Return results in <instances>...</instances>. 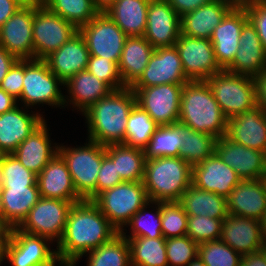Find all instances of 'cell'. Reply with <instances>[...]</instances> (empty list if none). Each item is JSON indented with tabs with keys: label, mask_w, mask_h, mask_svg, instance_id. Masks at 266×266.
Masks as SVG:
<instances>
[{
	"label": "cell",
	"mask_w": 266,
	"mask_h": 266,
	"mask_svg": "<svg viewBox=\"0 0 266 266\" xmlns=\"http://www.w3.org/2000/svg\"><path fill=\"white\" fill-rule=\"evenodd\" d=\"M119 231L90 200L71 206L62 239L56 254L61 266H75L76 262L93 249L110 241Z\"/></svg>",
	"instance_id": "cell-1"
},
{
	"label": "cell",
	"mask_w": 266,
	"mask_h": 266,
	"mask_svg": "<svg viewBox=\"0 0 266 266\" xmlns=\"http://www.w3.org/2000/svg\"><path fill=\"white\" fill-rule=\"evenodd\" d=\"M136 104L135 92L130 87L111 91L92 104L83 112L88 140L104 146L125 143L126 124Z\"/></svg>",
	"instance_id": "cell-2"
},
{
	"label": "cell",
	"mask_w": 266,
	"mask_h": 266,
	"mask_svg": "<svg viewBox=\"0 0 266 266\" xmlns=\"http://www.w3.org/2000/svg\"><path fill=\"white\" fill-rule=\"evenodd\" d=\"M227 118L205 80L189 81L181 92L179 124L220 138L226 135Z\"/></svg>",
	"instance_id": "cell-3"
},
{
	"label": "cell",
	"mask_w": 266,
	"mask_h": 266,
	"mask_svg": "<svg viewBox=\"0 0 266 266\" xmlns=\"http://www.w3.org/2000/svg\"><path fill=\"white\" fill-rule=\"evenodd\" d=\"M143 184L149 201L178 202L192 184V166L180 157L146 159Z\"/></svg>",
	"instance_id": "cell-4"
},
{
	"label": "cell",
	"mask_w": 266,
	"mask_h": 266,
	"mask_svg": "<svg viewBox=\"0 0 266 266\" xmlns=\"http://www.w3.org/2000/svg\"><path fill=\"white\" fill-rule=\"evenodd\" d=\"M58 153L67 164L74 187L83 200L96 198V182L106 146L88 141L85 146L77 148L60 146Z\"/></svg>",
	"instance_id": "cell-5"
},
{
	"label": "cell",
	"mask_w": 266,
	"mask_h": 266,
	"mask_svg": "<svg viewBox=\"0 0 266 266\" xmlns=\"http://www.w3.org/2000/svg\"><path fill=\"white\" fill-rule=\"evenodd\" d=\"M205 81L227 119L257 106L253 77L222 70Z\"/></svg>",
	"instance_id": "cell-6"
},
{
	"label": "cell",
	"mask_w": 266,
	"mask_h": 266,
	"mask_svg": "<svg viewBox=\"0 0 266 266\" xmlns=\"http://www.w3.org/2000/svg\"><path fill=\"white\" fill-rule=\"evenodd\" d=\"M93 202L120 232L149 199L143 182L124 181L100 193Z\"/></svg>",
	"instance_id": "cell-7"
},
{
	"label": "cell",
	"mask_w": 266,
	"mask_h": 266,
	"mask_svg": "<svg viewBox=\"0 0 266 266\" xmlns=\"http://www.w3.org/2000/svg\"><path fill=\"white\" fill-rule=\"evenodd\" d=\"M78 32L74 24L51 12L41 0H34V59L44 60Z\"/></svg>",
	"instance_id": "cell-8"
},
{
	"label": "cell",
	"mask_w": 266,
	"mask_h": 266,
	"mask_svg": "<svg viewBox=\"0 0 266 266\" xmlns=\"http://www.w3.org/2000/svg\"><path fill=\"white\" fill-rule=\"evenodd\" d=\"M60 84L64 85L45 60H24L23 91L18 102L28 108L37 104L64 107L66 95L61 93Z\"/></svg>",
	"instance_id": "cell-9"
},
{
	"label": "cell",
	"mask_w": 266,
	"mask_h": 266,
	"mask_svg": "<svg viewBox=\"0 0 266 266\" xmlns=\"http://www.w3.org/2000/svg\"><path fill=\"white\" fill-rule=\"evenodd\" d=\"M72 205L69 201L40 197L17 228L28 234L45 237L52 242L57 239L58 244L62 239Z\"/></svg>",
	"instance_id": "cell-10"
},
{
	"label": "cell",
	"mask_w": 266,
	"mask_h": 266,
	"mask_svg": "<svg viewBox=\"0 0 266 266\" xmlns=\"http://www.w3.org/2000/svg\"><path fill=\"white\" fill-rule=\"evenodd\" d=\"M184 84H161L130 87L136 102L158 126L175 125L179 121L181 92Z\"/></svg>",
	"instance_id": "cell-11"
},
{
	"label": "cell",
	"mask_w": 266,
	"mask_h": 266,
	"mask_svg": "<svg viewBox=\"0 0 266 266\" xmlns=\"http://www.w3.org/2000/svg\"><path fill=\"white\" fill-rule=\"evenodd\" d=\"M79 32L86 41L90 56L119 63L128 36L105 12H100L89 23L81 26Z\"/></svg>",
	"instance_id": "cell-12"
},
{
	"label": "cell",
	"mask_w": 266,
	"mask_h": 266,
	"mask_svg": "<svg viewBox=\"0 0 266 266\" xmlns=\"http://www.w3.org/2000/svg\"><path fill=\"white\" fill-rule=\"evenodd\" d=\"M50 242L45 237L25 233L17 227L9 229L5 259L12 266H56L58 258L56 250H50Z\"/></svg>",
	"instance_id": "cell-13"
},
{
	"label": "cell",
	"mask_w": 266,
	"mask_h": 266,
	"mask_svg": "<svg viewBox=\"0 0 266 266\" xmlns=\"http://www.w3.org/2000/svg\"><path fill=\"white\" fill-rule=\"evenodd\" d=\"M34 0H28L1 27L0 45L17 60L34 59Z\"/></svg>",
	"instance_id": "cell-14"
},
{
	"label": "cell",
	"mask_w": 266,
	"mask_h": 266,
	"mask_svg": "<svg viewBox=\"0 0 266 266\" xmlns=\"http://www.w3.org/2000/svg\"><path fill=\"white\" fill-rule=\"evenodd\" d=\"M183 70L190 81L207 80L222 71L218 65L210 39L179 35L175 43Z\"/></svg>",
	"instance_id": "cell-15"
},
{
	"label": "cell",
	"mask_w": 266,
	"mask_h": 266,
	"mask_svg": "<svg viewBox=\"0 0 266 266\" xmlns=\"http://www.w3.org/2000/svg\"><path fill=\"white\" fill-rule=\"evenodd\" d=\"M186 77L175 46L156 48L140 78L131 87H151L161 84H185Z\"/></svg>",
	"instance_id": "cell-16"
},
{
	"label": "cell",
	"mask_w": 266,
	"mask_h": 266,
	"mask_svg": "<svg viewBox=\"0 0 266 266\" xmlns=\"http://www.w3.org/2000/svg\"><path fill=\"white\" fill-rule=\"evenodd\" d=\"M181 17L166 0H150L145 39L156 48L173 47L181 33Z\"/></svg>",
	"instance_id": "cell-17"
},
{
	"label": "cell",
	"mask_w": 266,
	"mask_h": 266,
	"mask_svg": "<svg viewBox=\"0 0 266 266\" xmlns=\"http://www.w3.org/2000/svg\"><path fill=\"white\" fill-rule=\"evenodd\" d=\"M215 153L242 180L262 179L266 172L264 152L235 143L226 136L216 139Z\"/></svg>",
	"instance_id": "cell-18"
},
{
	"label": "cell",
	"mask_w": 266,
	"mask_h": 266,
	"mask_svg": "<svg viewBox=\"0 0 266 266\" xmlns=\"http://www.w3.org/2000/svg\"><path fill=\"white\" fill-rule=\"evenodd\" d=\"M248 20L246 9H232L213 31L210 40L216 61L222 70L232 64L240 46L242 27Z\"/></svg>",
	"instance_id": "cell-19"
},
{
	"label": "cell",
	"mask_w": 266,
	"mask_h": 266,
	"mask_svg": "<svg viewBox=\"0 0 266 266\" xmlns=\"http://www.w3.org/2000/svg\"><path fill=\"white\" fill-rule=\"evenodd\" d=\"M242 179L214 152L192 166V185L201 190L226 197Z\"/></svg>",
	"instance_id": "cell-20"
},
{
	"label": "cell",
	"mask_w": 266,
	"mask_h": 266,
	"mask_svg": "<svg viewBox=\"0 0 266 266\" xmlns=\"http://www.w3.org/2000/svg\"><path fill=\"white\" fill-rule=\"evenodd\" d=\"M220 240L241 255L260 251L265 242L260 221L233 214L223 219Z\"/></svg>",
	"instance_id": "cell-21"
},
{
	"label": "cell",
	"mask_w": 266,
	"mask_h": 266,
	"mask_svg": "<svg viewBox=\"0 0 266 266\" xmlns=\"http://www.w3.org/2000/svg\"><path fill=\"white\" fill-rule=\"evenodd\" d=\"M37 184L40 197L60 199L73 204L83 200L78 195L67 164L59 153L37 175Z\"/></svg>",
	"instance_id": "cell-22"
},
{
	"label": "cell",
	"mask_w": 266,
	"mask_h": 266,
	"mask_svg": "<svg viewBox=\"0 0 266 266\" xmlns=\"http://www.w3.org/2000/svg\"><path fill=\"white\" fill-rule=\"evenodd\" d=\"M225 198L228 214L260 221L266 210V187L262 179L241 180Z\"/></svg>",
	"instance_id": "cell-23"
},
{
	"label": "cell",
	"mask_w": 266,
	"mask_h": 266,
	"mask_svg": "<svg viewBox=\"0 0 266 266\" xmlns=\"http://www.w3.org/2000/svg\"><path fill=\"white\" fill-rule=\"evenodd\" d=\"M253 150H266V113L257 106L227 120L226 135Z\"/></svg>",
	"instance_id": "cell-24"
},
{
	"label": "cell",
	"mask_w": 266,
	"mask_h": 266,
	"mask_svg": "<svg viewBox=\"0 0 266 266\" xmlns=\"http://www.w3.org/2000/svg\"><path fill=\"white\" fill-rule=\"evenodd\" d=\"M240 46L232 64L226 71L255 77L266 69V50L257 34L256 27L248 20L242 27Z\"/></svg>",
	"instance_id": "cell-25"
},
{
	"label": "cell",
	"mask_w": 266,
	"mask_h": 266,
	"mask_svg": "<svg viewBox=\"0 0 266 266\" xmlns=\"http://www.w3.org/2000/svg\"><path fill=\"white\" fill-rule=\"evenodd\" d=\"M28 110L19 109L18 105L0 115V151L12 154L17 147L44 121L43 116ZM42 116V117H41Z\"/></svg>",
	"instance_id": "cell-26"
},
{
	"label": "cell",
	"mask_w": 266,
	"mask_h": 266,
	"mask_svg": "<svg viewBox=\"0 0 266 266\" xmlns=\"http://www.w3.org/2000/svg\"><path fill=\"white\" fill-rule=\"evenodd\" d=\"M90 53L84 37L78 32L44 60L49 69L66 83L72 76L87 68Z\"/></svg>",
	"instance_id": "cell-27"
},
{
	"label": "cell",
	"mask_w": 266,
	"mask_h": 266,
	"mask_svg": "<svg viewBox=\"0 0 266 266\" xmlns=\"http://www.w3.org/2000/svg\"><path fill=\"white\" fill-rule=\"evenodd\" d=\"M40 198L38 184L29 187H0V218L8 228L18 227Z\"/></svg>",
	"instance_id": "cell-28"
},
{
	"label": "cell",
	"mask_w": 266,
	"mask_h": 266,
	"mask_svg": "<svg viewBox=\"0 0 266 266\" xmlns=\"http://www.w3.org/2000/svg\"><path fill=\"white\" fill-rule=\"evenodd\" d=\"M51 143L47 124L44 121L17 147L12 155L25 168L38 175L49 161L58 154L59 145L51 146Z\"/></svg>",
	"instance_id": "cell-29"
},
{
	"label": "cell",
	"mask_w": 266,
	"mask_h": 266,
	"mask_svg": "<svg viewBox=\"0 0 266 266\" xmlns=\"http://www.w3.org/2000/svg\"><path fill=\"white\" fill-rule=\"evenodd\" d=\"M232 9L220 0L202 5L181 16V34L193 38L210 39L215 28Z\"/></svg>",
	"instance_id": "cell-30"
},
{
	"label": "cell",
	"mask_w": 266,
	"mask_h": 266,
	"mask_svg": "<svg viewBox=\"0 0 266 266\" xmlns=\"http://www.w3.org/2000/svg\"><path fill=\"white\" fill-rule=\"evenodd\" d=\"M153 46L144 36H128L118 63L120 76L126 87H131L143 74Z\"/></svg>",
	"instance_id": "cell-31"
},
{
	"label": "cell",
	"mask_w": 266,
	"mask_h": 266,
	"mask_svg": "<svg viewBox=\"0 0 266 266\" xmlns=\"http://www.w3.org/2000/svg\"><path fill=\"white\" fill-rule=\"evenodd\" d=\"M150 0H116L104 12L127 36H143Z\"/></svg>",
	"instance_id": "cell-32"
},
{
	"label": "cell",
	"mask_w": 266,
	"mask_h": 266,
	"mask_svg": "<svg viewBox=\"0 0 266 266\" xmlns=\"http://www.w3.org/2000/svg\"><path fill=\"white\" fill-rule=\"evenodd\" d=\"M64 86L70 95L64 103L73 104L81 112L86 111L92 104L96 103L102 97L107 96L111 90L96 76L92 75L87 70L80 71L72 76ZM70 100V101H69Z\"/></svg>",
	"instance_id": "cell-33"
},
{
	"label": "cell",
	"mask_w": 266,
	"mask_h": 266,
	"mask_svg": "<svg viewBox=\"0 0 266 266\" xmlns=\"http://www.w3.org/2000/svg\"><path fill=\"white\" fill-rule=\"evenodd\" d=\"M188 216H209L215 219L228 217L226 198L190 185L178 201Z\"/></svg>",
	"instance_id": "cell-34"
},
{
	"label": "cell",
	"mask_w": 266,
	"mask_h": 266,
	"mask_svg": "<svg viewBox=\"0 0 266 266\" xmlns=\"http://www.w3.org/2000/svg\"><path fill=\"white\" fill-rule=\"evenodd\" d=\"M106 155L116 163L117 173L127 182H143L145 170L144 149L124 143L106 146Z\"/></svg>",
	"instance_id": "cell-35"
},
{
	"label": "cell",
	"mask_w": 266,
	"mask_h": 266,
	"mask_svg": "<svg viewBox=\"0 0 266 266\" xmlns=\"http://www.w3.org/2000/svg\"><path fill=\"white\" fill-rule=\"evenodd\" d=\"M130 246L131 266H168L166 238H126Z\"/></svg>",
	"instance_id": "cell-36"
},
{
	"label": "cell",
	"mask_w": 266,
	"mask_h": 266,
	"mask_svg": "<svg viewBox=\"0 0 266 266\" xmlns=\"http://www.w3.org/2000/svg\"><path fill=\"white\" fill-rule=\"evenodd\" d=\"M182 146L179 157L191 166L196 165L215 152L216 137L210 134L197 132L192 128L180 124Z\"/></svg>",
	"instance_id": "cell-37"
},
{
	"label": "cell",
	"mask_w": 266,
	"mask_h": 266,
	"mask_svg": "<svg viewBox=\"0 0 266 266\" xmlns=\"http://www.w3.org/2000/svg\"><path fill=\"white\" fill-rule=\"evenodd\" d=\"M88 253V266H131L129 242L120 232Z\"/></svg>",
	"instance_id": "cell-38"
},
{
	"label": "cell",
	"mask_w": 266,
	"mask_h": 266,
	"mask_svg": "<svg viewBox=\"0 0 266 266\" xmlns=\"http://www.w3.org/2000/svg\"><path fill=\"white\" fill-rule=\"evenodd\" d=\"M41 2L51 12L71 22L78 29L100 13L93 0H41Z\"/></svg>",
	"instance_id": "cell-39"
},
{
	"label": "cell",
	"mask_w": 266,
	"mask_h": 266,
	"mask_svg": "<svg viewBox=\"0 0 266 266\" xmlns=\"http://www.w3.org/2000/svg\"><path fill=\"white\" fill-rule=\"evenodd\" d=\"M182 146L180 124L159 126L144 148L145 159L157 157H179Z\"/></svg>",
	"instance_id": "cell-40"
},
{
	"label": "cell",
	"mask_w": 266,
	"mask_h": 266,
	"mask_svg": "<svg viewBox=\"0 0 266 266\" xmlns=\"http://www.w3.org/2000/svg\"><path fill=\"white\" fill-rule=\"evenodd\" d=\"M158 127L147 112L136 104L128 117L124 144L144 149Z\"/></svg>",
	"instance_id": "cell-41"
},
{
	"label": "cell",
	"mask_w": 266,
	"mask_h": 266,
	"mask_svg": "<svg viewBox=\"0 0 266 266\" xmlns=\"http://www.w3.org/2000/svg\"><path fill=\"white\" fill-rule=\"evenodd\" d=\"M150 204H156V212L152 213L149 217L146 214V208ZM146 215V216H145ZM148 217V219L146 218ZM150 217H153L152 219ZM150 218V220H149ZM130 226L131 233L126 236L124 229L120 233L125 238H138V237H148V238H159L163 237L161 228V202L149 201L140 210H138L126 224Z\"/></svg>",
	"instance_id": "cell-42"
},
{
	"label": "cell",
	"mask_w": 266,
	"mask_h": 266,
	"mask_svg": "<svg viewBox=\"0 0 266 266\" xmlns=\"http://www.w3.org/2000/svg\"><path fill=\"white\" fill-rule=\"evenodd\" d=\"M37 183V174L25 168L12 154L0 162V187H29Z\"/></svg>",
	"instance_id": "cell-43"
},
{
	"label": "cell",
	"mask_w": 266,
	"mask_h": 266,
	"mask_svg": "<svg viewBox=\"0 0 266 266\" xmlns=\"http://www.w3.org/2000/svg\"><path fill=\"white\" fill-rule=\"evenodd\" d=\"M198 257L206 266H240L242 255L219 239L200 243Z\"/></svg>",
	"instance_id": "cell-44"
},
{
	"label": "cell",
	"mask_w": 266,
	"mask_h": 266,
	"mask_svg": "<svg viewBox=\"0 0 266 266\" xmlns=\"http://www.w3.org/2000/svg\"><path fill=\"white\" fill-rule=\"evenodd\" d=\"M188 215L179 202H161V228L164 238L186 236Z\"/></svg>",
	"instance_id": "cell-45"
},
{
	"label": "cell",
	"mask_w": 266,
	"mask_h": 266,
	"mask_svg": "<svg viewBox=\"0 0 266 266\" xmlns=\"http://www.w3.org/2000/svg\"><path fill=\"white\" fill-rule=\"evenodd\" d=\"M222 223L223 220L209 216H188L186 235L198 244L219 240Z\"/></svg>",
	"instance_id": "cell-46"
},
{
	"label": "cell",
	"mask_w": 266,
	"mask_h": 266,
	"mask_svg": "<svg viewBox=\"0 0 266 266\" xmlns=\"http://www.w3.org/2000/svg\"><path fill=\"white\" fill-rule=\"evenodd\" d=\"M199 244L189 236L166 239L168 266H188L198 256Z\"/></svg>",
	"instance_id": "cell-47"
},
{
	"label": "cell",
	"mask_w": 266,
	"mask_h": 266,
	"mask_svg": "<svg viewBox=\"0 0 266 266\" xmlns=\"http://www.w3.org/2000/svg\"><path fill=\"white\" fill-rule=\"evenodd\" d=\"M86 70L103 82L111 91L126 87L119 72L118 63L103 57L90 56Z\"/></svg>",
	"instance_id": "cell-48"
},
{
	"label": "cell",
	"mask_w": 266,
	"mask_h": 266,
	"mask_svg": "<svg viewBox=\"0 0 266 266\" xmlns=\"http://www.w3.org/2000/svg\"><path fill=\"white\" fill-rule=\"evenodd\" d=\"M124 182L117 173L116 163L107 155L102 159L96 182V197L105 190L111 189L117 184Z\"/></svg>",
	"instance_id": "cell-49"
},
{
	"label": "cell",
	"mask_w": 266,
	"mask_h": 266,
	"mask_svg": "<svg viewBox=\"0 0 266 266\" xmlns=\"http://www.w3.org/2000/svg\"><path fill=\"white\" fill-rule=\"evenodd\" d=\"M24 60H17L9 69L0 87L18 101L23 91Z\"/></svg>",
	"instance_id": "cell-50"
},
{
	"label": "cell",
	"mask_w": 266,
	"mask_h": 266,
	"mask_svg": "<svg viewBox=\"0 0 266 266\" xmlns=\"http://www.w3.org/2000/svg\"><path fill=\"white\" fill-rule=\"evenodd\" d=\"M249 20L256 27L257 34L266 50V4H253L246 8Z\"/></svg>",
	"instance_id": "cell-51"
},
{
	"label": "cell",
	"mask_w": 266,
	"mask_h": 266,
	"mask_svg": "<svg viewBox=\"0 0 266 266\" xmlns=\"http://www.w3.org/2000/svg\"><path fill=\"white\" fill-rule=\"evenodd\" d=\"M175 12L181 17L186 13L196 10L198 7L213 0H166Z\"/></svg>",
	"instance_id": "cell-52"
},
{
	"label": "cell",
	"mask_w": 266,
	"mask_h": 266,
	"mask_svg": "<svg viewBox=\"0 0 266 266\" xmlns=\"http://www.w3.org/2000/svg\"><path fill=\"white\" fill-rule=\"evenodd\" d=\"M255 84L256 105L266 113V69L253 77Z\"/></svg>",
	"instance_id": "cell-53"
},
{
	"label": "cell",
	"mask_w": 266,
	"mask_h": 266,
	"mask_svg": "<svg viewBox=\"0 0 266 266\" xmlns=\"http://www.w3.org/2000/svg\"><path fill=\"white\" fill-rule=\"evenodd\" d=\"M28 0H0V27Z\"/></svg>",
	"instance_id": "cell-54"
},
{
	"label": "cell",
	"mask_w": 266,
	"mask_h": 266,
	"mask_svg": "<svg viewBox=\"0 0 266 266\" xmlns=\"http://www.w3.org/2000/svg\"><path fill=\"white\" fill-rule=\"evenodd\" d=\"M17 59L0 45V85Z\"/></svg>",
	"instance_id": "cell-55"
},
{
	"label": "cell",
	"mask_w": 266,
	"mask_h": 266,
	"mask_svg": "<svg viewBox=\"0 0 266 266\" xmlns=\"http://www.w3.org/2000/svg\"><path fill=\"white\" fill-rule=\"evenodd\" d=\"M240 266H266V259L261 251L244 254Z\"/></svg>",
	"instance_id": "cell-56"
},
{
	"label": "cell",
	"mask_w": 266,
	"mask_h": 266,
	"mask_svg": "<svg viewBox=\"0 0 266 266\" xmlns=\"http://www.w3.org/2000/svg\"><path fill=\"white\" fill-rule=\"evenodd\" d=\"M15 98L0 87V115L12 110L18 104Z\"/></svg>",
	"instance_id": "cell-57"
},
{
	"label": "cell",
	"mask_w": 266,
	"mask_h": 266,
	"mask_svg": "<svg viewBox=\"0 0 266 266\" xmlns=\"http://www.w3.org/2000/svg\"><path fill=\"white\" fill-rule=\"evenodd\" d=\"M222 3L228 4L233 9H246L254 4V0H220Z\"/></svg>",
	"instance_id": "cell-58"
},
{
	"label": "cell",
	"mask_w": 266,
	"mask_h": 266,
	"mask_svg": "<svg viewBox=\"0 0 266 266\" xmlns=\"http://www.w3.org/2000/svg\"><path fill=\"white\" fill-rule=\"evenodd\" d=\"M116 0H93L95 6L99 9L100 12H104L109 8Z\"/></svg>",
	"instance_id": "cell-59"
},
{
	"label": "cell",
	"mask_w": 266,
	"mask_h": 266,
	"mask_svg": "<svg viewBox=\"0 0 266 266\" xmlns=\"http://www.w3.org/2000/svg\"><path fill=\"white\" fill-rule=\"evenodd\" d=\"M9 235V229L2 223L0 218V240H7Z\"/></svg>",
	"instance_id": "cell-60"
},
{
	"label": "cell",
	"mask_w": 266,
	"mask_h": 266,
	"mask_svg": "<svg viewBox=\"0 0 266 266\" xmlns=\"http://www.w3.org/2000/svg\"><path fill=\"white\" fill-rule=\"evenodd\" d=\"M7 240H0V264L5 260V247Z\"/></svg>",
	"instance_id": "cell-61"
},
{
	"label": "cell",
	"mask_w": 266,
	"mask_h": 266,
	"mask_svg": "<svg viewBox=\"0 0 266 266\" xmlns=\"http://www.w3.org/2000/svg\"><path fill=\"white\" fill-rule=\"evenodd\" d=\"M260 225H261V228H262L263 237L266 240V210L263 213L262 218L260 219Z\"/></svg>",
	"instance_id": "cell-62"
},
{
	"label": "cell",
	"mask_w": 266,
	"mask_h": 266,
	"mask_svg": "<svg viewBox=\"0 0 266 266\" xmlns=\"http://www.w3.org/2000/svg\"><path fill=\"white\" fill-rule=\"evenodd\" d=\"M188 266H206L204 262L197 256L193 259Z\"/></svg>",
	"instance_id": "cell-63"
},
{
	"label": "cell",
	"mask_w": 266,
	"mask_h": 266,
	"mask_svg": "<svg viewBox=\"0 0 266 266\" xmlns=\"http://www.w3.org/2000/svg\"><path fill=\"white\" fill-rule=\"evenodd\" d=\"M260 251L262 252V254L264 255V257L266 259V240H265L264 244L262 245V247L260 248Z\"/></svg>",
	"instance_id": "cell-64"
},
{
	"label": "cell",
	"mask_w": 266,
	"mask_h": 266,
	"mask_svg": "<svg viewBox=\"0 0 266 266\" xmlns=\"http://www.w3.org/2000/svg\"><path fill=\"white\" fill-rule=\"evenodd\" d=\"M254 4H266V0H254Z\"/></svg>",
	"instance_id": "cell-65"
},
{
	"label": "cell",
	"mask_w": 266,
	"mask_h": 266,
	"mask_svg": "<svg viewBox=\"0 0 266 266\" xmlns=\"http://www.w3.org/2000/svg\"><path fill=\"white\" fill-rule=\"evenodd\" d=\"M262 180L264 181V183H265V187H266V172H265V174L263 175Z\"/></svg>",
	"instance_id": "cell-66"
},
{
	"label": "cell",
	"mask_w": 266,
	"mask_h": 266,
	"mask_svg": "<svg viewBox=\"0 0 266 266\" xmlns=\"http://www.w3.org/2000/svg\"><path fill=\"white\" fill-rule=\"evenodd\" d=\"M4 154L0 151V162H1V158Z\"/></svg>",
	"instance_id": "cell-67"
},
{
	"label": "cell",
	"mask_w": 266,
	"mask_h": 266,
	"mask_svg": "<svg viewBox=\"0 0 266 266\" xmlns=\"http://www.w3.org/2000/svg\"><path fill=\"white\" fill-rule=\"evenodd\" d=\"M264 157H265V162H266V150L264 151Z\"/></svg>",
	"instance_id": "cell-68"
}]
</instances>
